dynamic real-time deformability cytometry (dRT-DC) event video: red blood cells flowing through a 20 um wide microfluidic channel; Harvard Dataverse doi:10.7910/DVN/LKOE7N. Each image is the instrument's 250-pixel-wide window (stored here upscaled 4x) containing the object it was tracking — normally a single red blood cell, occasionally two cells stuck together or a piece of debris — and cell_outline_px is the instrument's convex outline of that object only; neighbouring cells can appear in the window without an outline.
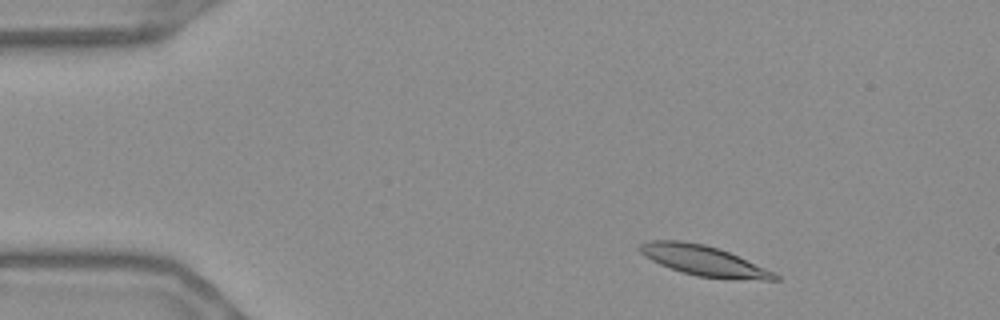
{"species": "Egyptian fruit bat (a non-hibernating species)", "species_latin": "Rousettus aegyptiacus", "temperature_condition": "warm", "stored_images_in_passage": 53, "camera_frame_rate_fps": 3000, "um_per_image_px": 0.085, "frame": {"image": 1, "passage_image": 5, "time_ms": 1.333, "image_size_px": [1000, 320], "cell_outline_px": [[780, 280], [736, 280], [696, 276], [680, 272], [660, 264], [644, 256], [636, 248], [640, 244], [652, 240], [680, 240], [704, 244], [720, 248], [776, 272], [780, 276]], "centroid_in_image_um": [59.86, 22.17], "position_along_channel_um": 25.1, "area_um2": 24.22}}
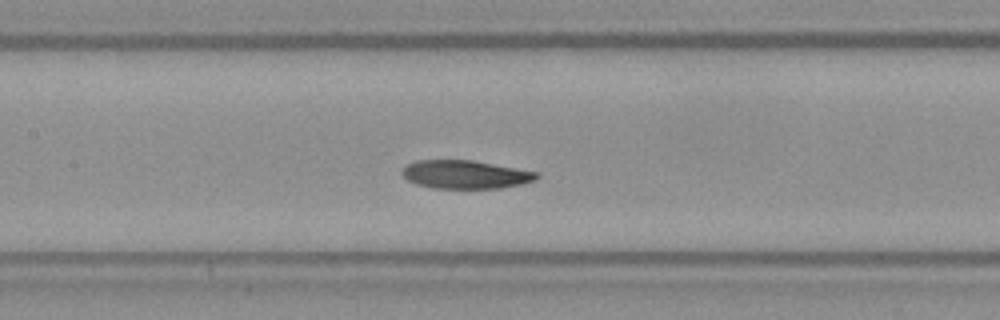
{"frame": {"image": 2, "passage_image": 23, "time_ms": 7.333, "image_size_px": [1000, 320], "cell_outline_px": [[540, 176], [536, 180], [520, 184], [500, 188], [432, 188], [416, 184], [408, 180], [400, 172], [404, 164], [416, 160], [472, 160], [540, 172]], "centroid_in_image_um": [39.54, 14.82], "position_along_channel_um": 167.9, "area_um2": 22.43}}
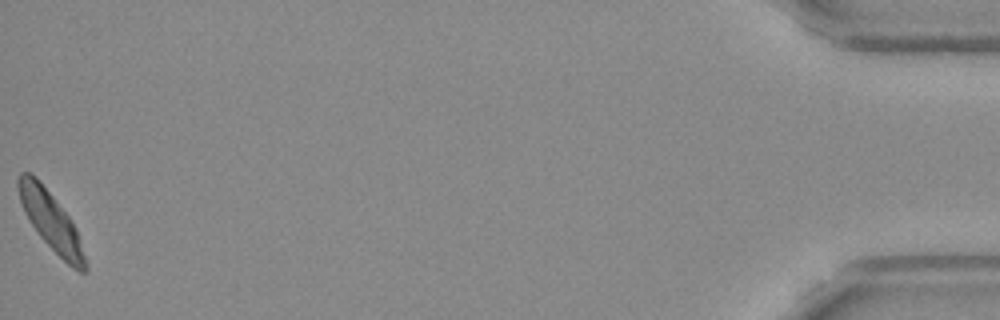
{"frame": {"image": 3, "passage_image": 53, "time_ms": 17.333, "image_size_px": [1000, 320], "cell_outline_px": [[88, 272], [80, 272], [72, 268], [40, 236], [24, 212], [16, 188], [16, 180], [20, 172], [32, 172], [36, 176], [68, 216], [76, 228], [88, 264]], "centroid_in_image_um": [4.32, 18.78], "position_along_channel_um": 430.9, "area_um2": 22.54}}